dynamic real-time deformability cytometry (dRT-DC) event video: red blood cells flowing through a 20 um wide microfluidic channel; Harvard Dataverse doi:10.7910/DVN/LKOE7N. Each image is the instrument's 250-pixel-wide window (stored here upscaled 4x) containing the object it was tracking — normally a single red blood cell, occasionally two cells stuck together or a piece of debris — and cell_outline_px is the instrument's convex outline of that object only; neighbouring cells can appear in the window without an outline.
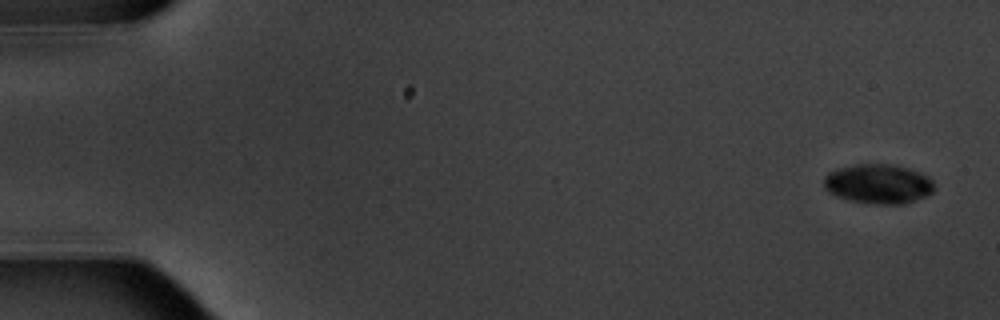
{"species": "common noctule bat (a hibernating species)", "species_latin": "Nyctalus noctula", "temperature_condition": "warm", "stored_images_in_passage": 6, "camera_frame_rate_fps": 3000, "um_per_image_px": 0.085, "animal": {"sex": "male", "body_mass_g": 20.1, "forearm_length_mm": 53.5}, "frame": {"image": 1, "passage_image": 1, "time_ms": 0.0, "image_size_px": [1000, 320], "cell_outline_px": [[932, 192], [916, 200], [904, 204], [876, 204], [848, 200], [836, 196], [828, 192], [824, 188], [824, 176], [828, 172], [840, 168], [860, 164], [888, 164], [908, 168], [920, 172], [928, 176], [932, 180]], "centroid_in_image_um": [74.63, 15.64], "position_along_channel_um": 10.4, "area_um2": 25.32}}
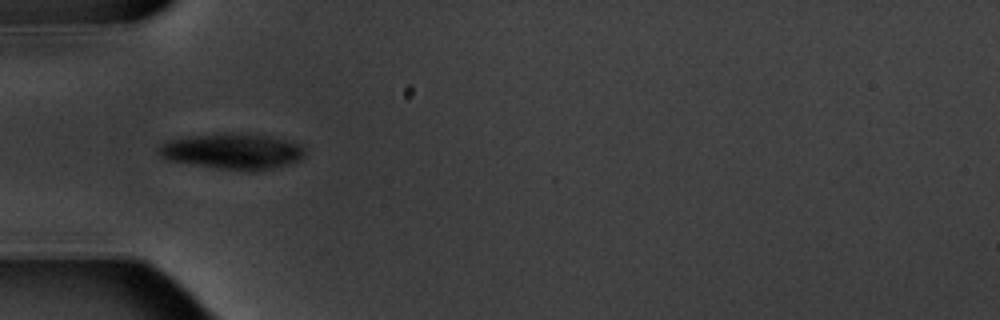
{"frame": {"image": 2, "passage_image": 5, "time_ms": 5.667, "image_size_px": [1000, 320], "cell_outline_px": [[304, 156], [300, 160], [288, 164], [256, 172], [252, 172], [220, 168], [168, 160], [160, 156], [156, 152], [156, 148], [172, 140], [192, 136], [228, 132], [240, 132], [268, 136], [292, 140], [300, 144], [304, 148]], "centroid_in_image_um": [19.83, 12.85], "position_along_channel_um": 65.2, "area_um2": 30.58}}
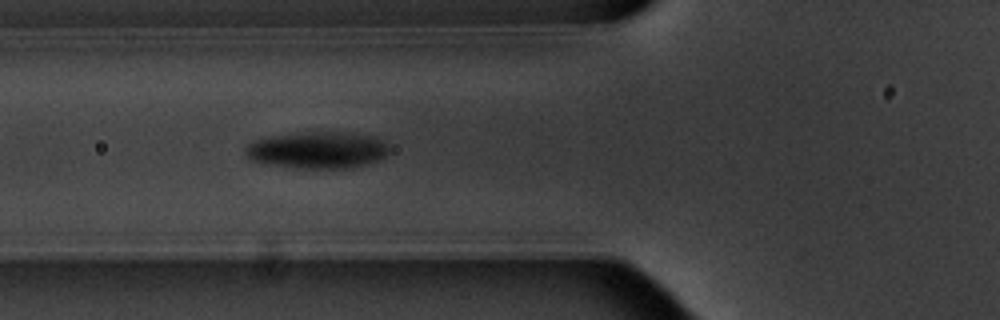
{"frame": {"image": 3, "passage_image": 6, "time_ms": 6.667, "image_size_px": [1000, 320], "cell_outline_px": [[388, 152], [380, 160], [352, 168], [296, 168], [264, 164], [252, 160], [244, 152], [256, 140], [284, 136], [320, 132], [324, 132], [368, 136], [380, 140], [388, 144]], "centroid_in_image_um": [27.04, 12.81], "position_along_channel_um": 98.8, "area_um2": 29.59}}